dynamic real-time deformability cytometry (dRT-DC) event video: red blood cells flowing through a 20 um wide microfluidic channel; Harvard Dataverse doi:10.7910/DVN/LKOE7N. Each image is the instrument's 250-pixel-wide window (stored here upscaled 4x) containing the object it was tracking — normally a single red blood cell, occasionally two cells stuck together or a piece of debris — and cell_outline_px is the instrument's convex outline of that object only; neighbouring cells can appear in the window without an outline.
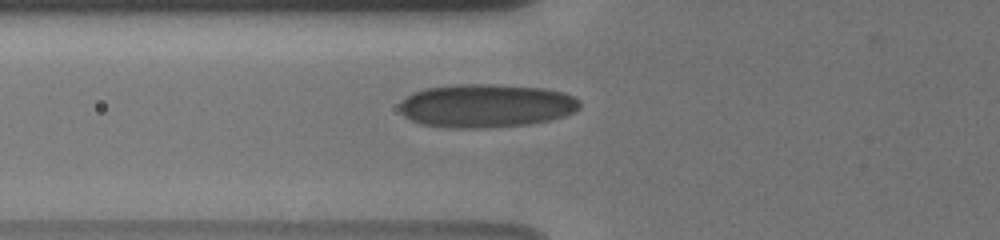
{"species": "human", "species_latin": "Homo sapiens", "temperature_condition": "cold", "stored_images_in_passage": 35, "camera_frame_rate_fps": 3000, "um_per_image_px": 0.085, "donor": {"sex": "male"}, "frame": {"image": 1, "passage_image": 2, "time_ms": 0.333, "image_size_px": [1000, 240], "cell_outline_px": [[580, 108], [564, 116], [548, 120], [528, 124], [488, 128], [448, 128], [420, 124], [404, 116], [400, 112], [400, 104], [412, 92], [424, 88], [456, 84], [496, 84], [544, 88], [564, 92], [580, 100]], "centroid_in_image_um": [41.31, 8.98], "position_along_channel_um": 84.5, "area_um2": 45.89}}
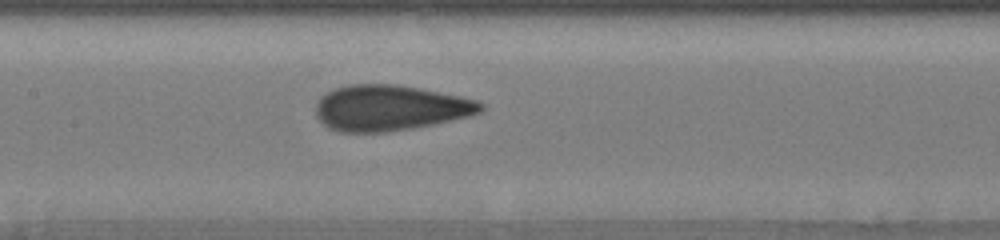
{"frame": {"image": 2, "passage_image": 9, "time_ms": 2.667, "image_size_px": [1000, 240], "cell_outline_px": [[484, 108], [480, 112], [468, 116], [432, 124], [412, 128], [388, 132], [340, 132], [328, 128], [316, 116], [316, 100], [320, 96], [336, 88], [348, 84], [396, 84], [420, 88], [460, 96], [476, 100], [484, 104]], "centroid_in_image_um": [33.11, 9.17], "position_along_channel_um": 174.3, "area_um2": 43.87}}
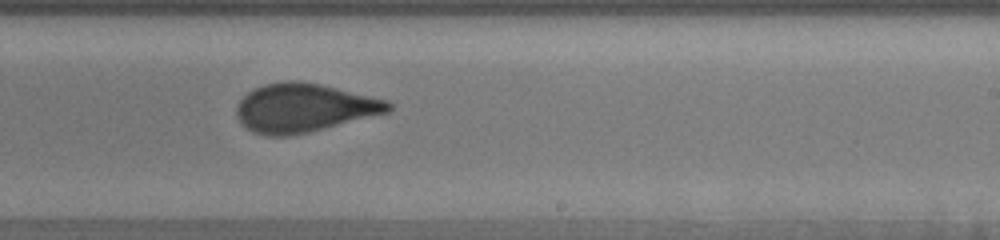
{"frame": {"image": 3, "passage_image": 16, "time_ms": 5.0, "image_size_px": [1000, 240], "cell_outline_px": [[392, 108], [388, 112], [308, 132], [288, 136], [264, 136], [252, 132], [236, 116], [236, 108], [240, 100], [248, 92], [264, 84], [288, 80], [320, 84], [388, 100], [392, 104]], "centroid_in_image_um": [25.82, 9.17], "position_along_channel_um": 263.2, "area_um2": 42.54}, "authors_computed_cell_mechanics": {"area_um2": 42.6564, "velocity_mm_per_s": 3.8254, "shape_relaxation_time_tau1_ms": 8.4533, "shape_relaxation_time_tau2_ms": 0.8184, "deformation_change_tau1": 0.1889, "deformation_change_tau2": 0.073}}